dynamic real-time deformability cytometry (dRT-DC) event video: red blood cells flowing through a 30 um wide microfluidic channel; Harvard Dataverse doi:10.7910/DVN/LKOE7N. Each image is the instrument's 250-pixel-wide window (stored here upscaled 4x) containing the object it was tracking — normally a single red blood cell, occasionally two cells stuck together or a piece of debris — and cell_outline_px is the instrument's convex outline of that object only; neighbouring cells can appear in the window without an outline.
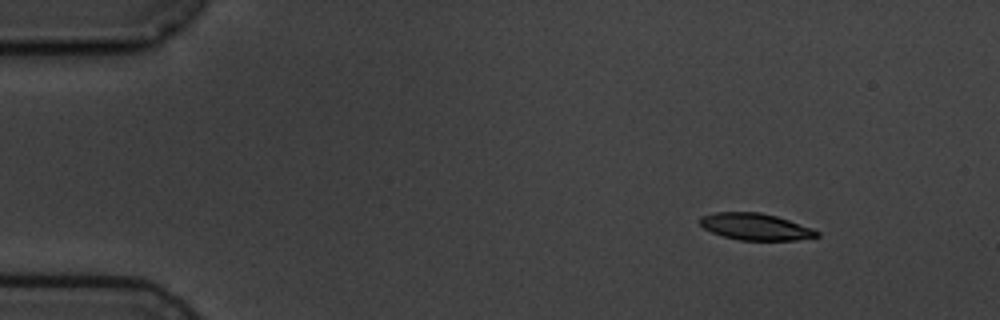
{"species": "common noctule bat (a hibernating species)", "species_latin": "Nyctalus noctula", "temperature_condition": "cold", "stored_images_in_passage": 5, "camera_frame_rate_fps": 3000, "um_per_image_px": 0.085, "animal": {"sex": "male", "body_mass_g": 19.5, "forearm_length_mm": 54.6}, "frame": {"image": 1, "passage_image": 1, "time_ms": 0.0, "image_size_px": [1000, 320], "cell_outline_px": [[820, 236], [796, 240], [740, 240], [724, 236], [712, 232], [704, 228], [700, 224], [700, 216], [716, 212], [760, 212], [776, 216], [812, 228], [820, 232]], "centroid_in_image_um": [64.22, 19.27], "position_along_channel_um": 20.8, "area_um2": 18.09}}